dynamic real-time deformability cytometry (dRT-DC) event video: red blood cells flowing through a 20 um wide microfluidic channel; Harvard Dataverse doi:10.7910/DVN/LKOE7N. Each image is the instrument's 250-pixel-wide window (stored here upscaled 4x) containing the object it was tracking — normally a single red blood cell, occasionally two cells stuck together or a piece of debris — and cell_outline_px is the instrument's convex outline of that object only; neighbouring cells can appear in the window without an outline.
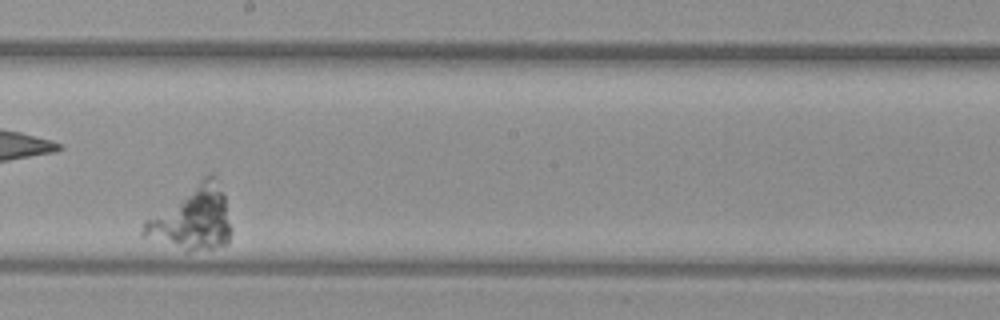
{"species": "common noctule bat (a hibernating species)", "species_latin": "Nyctalus noctula", "temperature_condition": "warm", "stored_images_in_passage": 37, "camera_frame_rate_fps": 3000, "um_per_image_px": 0.085, "animal": {"sex": "female", "body_mass_g": 29.2, "forearm_length_mm": 56.3}, "frame": {"image": 1, "passage_image": 16, "time_ms": 5.0, "image_size_px": [1000, 320], "cell_outline_px": [[232, 228], [228, 240], [224, 244], [212, 248], [188, 252], [184, 252], [140, 236], [140, 228], [144, 220], [208, 172], [212, 172], [224, 196]], "centroid_in_image_um": [16.28, 18.58], "position_along_channel_um": 231.9, "area_um2": 33.0}}
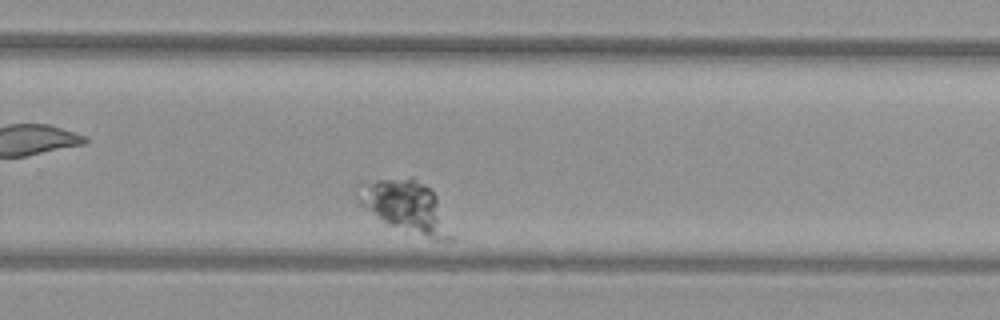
{"frame": {"image": 2, "passage_image": 22, "time_ms": 7.0, "image_size_px": [1000, 320], "cell_outline_px": [[456, 236], [448, 244], [444, 244], [384, 224], [360, 204], [352, 188], [356, 184], [376, 180], [412, 176], [424, 184], [436, 196]], "centroid_in_image_um": [34.52, 17.61], "position_along_channel_um": 295.3, "area_um2": 29.54}}
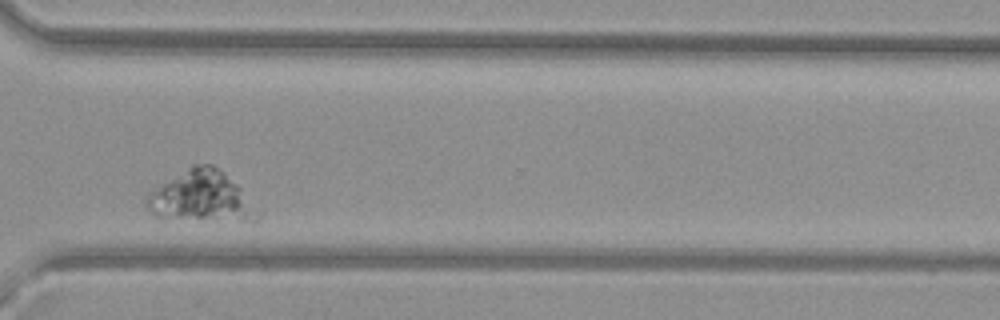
{"frame": {"image": 3, "passage_image": 27, "time_ms": 8.667, "image_size_px": [1000, 320], "cell_outline_px": [[260, 216], [256, 220], [240, 220], [156, 216], [148, 212], [144, 204], [144, 200], [160, 184], [192, 164], [212, 164], [224, 172], [240, 188]], "centroid_in_image_um": [17.06, 16.68], "position_along_channel_um": 353.5, "area_um2": 31.73}}